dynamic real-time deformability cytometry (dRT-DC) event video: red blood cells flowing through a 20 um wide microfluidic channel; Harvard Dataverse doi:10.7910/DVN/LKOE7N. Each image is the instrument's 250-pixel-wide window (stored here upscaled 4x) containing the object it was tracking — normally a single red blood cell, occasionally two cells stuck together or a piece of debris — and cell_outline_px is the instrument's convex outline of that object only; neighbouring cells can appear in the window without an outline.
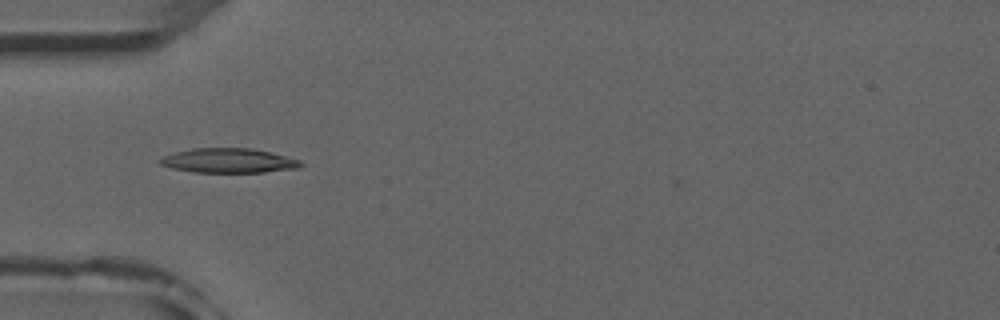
{"species": "common noctule bat (a hibernating species)", "species_latin": "Nyctalus noctula", "temperature_condition": "room temperature", "stored_images_in_passage": 8, "camera_frame_rate_fps": 3000, "um_per_image_px": 0.085, "animal": {"sex": "male", "forearm_length_mm": 52.5}, "frame": {"image": 1, "passage_image": 5, "time_ms": 4.667, "image_size_px": [1000, 320], "cell_outline_px": [[304, 164], [296, 168], [264, 172], [192, 172], [172, 168], [160, 164], [160, 160], [164, 156], [176, 152], [192, 148], [252, 148], [300, 160]], "centroid_in_image_um": [19.42, 13.65], "position_along_channel_um": 65.6, "area_um2": 19.83}}
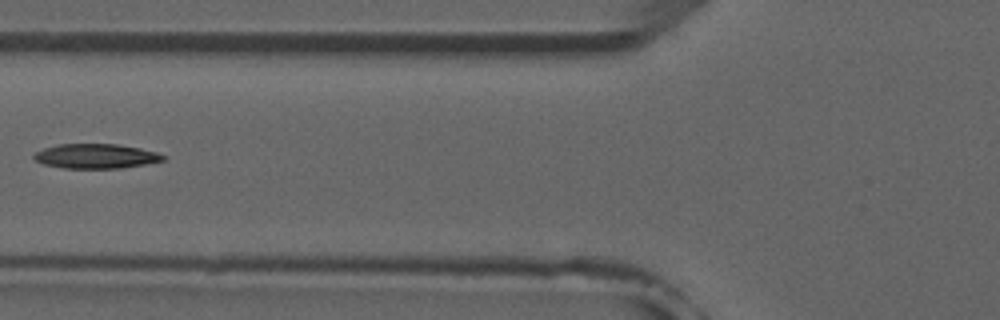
{"frame": {"image": 2, "passage_image": 6, "time_ms": 6.0, "image_size_px": [1000, 320], "cell_outline_px": [[168, 156], [164, 160], [144, 164], [120, 168], [64, 168], [44, 164], [36, 160], [32, 156], [36, 152], [44, 148], [56, 144], [116, 144], [140, 148], [156, 152]], "centroid_in_image_um": [8.15, 13.27], "position_along_channel_um": 117.6, "area_um2": 18.44}}
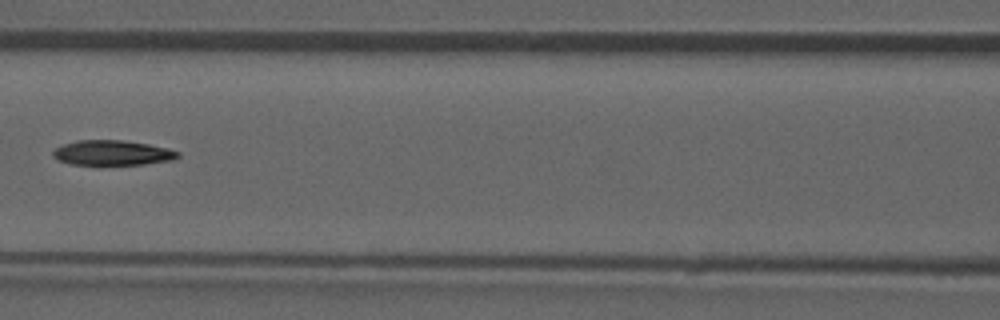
{"frame": {"image": 3, "passage_image": 7, "time_ms": 7.0, "image_size_px": [1000, 320], "cell_outline_px": [[180, 156], [176, 160], [144, 164], [68, 164], [52, 156], [52, 152], [56, 148], [64, 144], [76, 140], [124, 140], [148, 144], [168, 148], [180, 152]], "centroid_in_image_um": [9.59, 12.98], "position_along_channel_um": 157.0, "area_um2": 18.21}}